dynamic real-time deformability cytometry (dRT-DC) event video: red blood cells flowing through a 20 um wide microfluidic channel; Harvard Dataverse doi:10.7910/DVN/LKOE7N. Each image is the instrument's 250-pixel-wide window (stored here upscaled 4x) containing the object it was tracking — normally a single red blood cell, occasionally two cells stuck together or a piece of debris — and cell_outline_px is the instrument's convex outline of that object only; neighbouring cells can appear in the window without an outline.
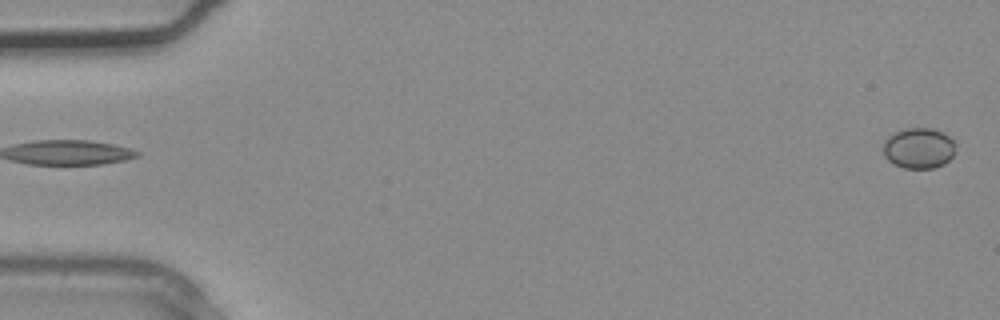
{"species": "common noctule bat (a hibernating species)", "species_latin": "Nyctalus noctula", "temperature_condition": "warm", "stored_images_in_passage": 3, "camera_frame_rate_fps": 3000, "um_per_image_px": 0.085, "animal": {"sex": "male", "body_mass_g": 20.4}, "frame": {"image": 1, "passage_image": 3, "time_ms": 0.667, "image_size_px": [1000, 320], "cell_outline_px": [[956, 152], [944, 164], [932, 168], [904, 168], [892, 164], [884, 156], [884, 140], [888, 136], [904, 128], [932, 128], [944, 132], [956, 144]], "centroid_in_image_um": [78.1, 12.59], "position_along_channel_um": 6.9, "area_um2": 17.34}}